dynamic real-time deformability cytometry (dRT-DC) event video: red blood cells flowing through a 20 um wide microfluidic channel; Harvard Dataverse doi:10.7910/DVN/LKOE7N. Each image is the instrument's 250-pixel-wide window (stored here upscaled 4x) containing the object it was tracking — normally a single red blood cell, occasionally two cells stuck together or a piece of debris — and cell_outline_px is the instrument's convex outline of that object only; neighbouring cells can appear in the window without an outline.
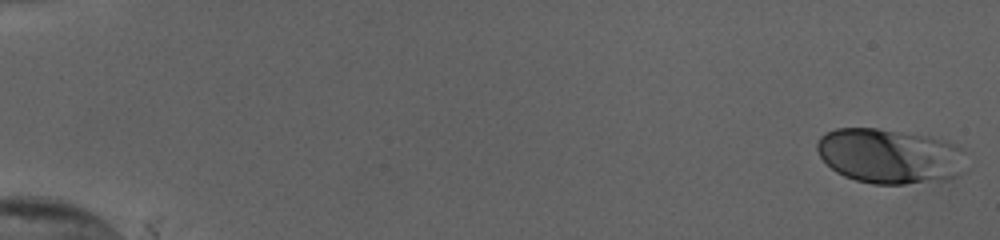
{"species": "human", "species_latin": "Homo sapiens", "temperature_condition": "cold", "stored_images_in_passage": 2, "camera_frame_rate_fps": 3000, "um_per_image_px": 0.085, "donor": {"sex": "female"}, "frame": {"image": 1, "passage_image": 1, "time_ms": 0.0, "image_size_px": [1000, 240], "cell_outline_px": [[968, 172], [960, 176], [948, 180], [904, 184], [872, 184], [856, 180], [844, 176], [836, 172], [820, 156], [816, 148], [816, 144], [820, 136], [836, 128], [876, 128], [928, 136], [952, 144], [960, 148], [964, 152], [968, 168]], "centroid_in_image_um": [75.69, 13.29], "position_along_channel_um": 9.3, "area_um2": 48.21}}